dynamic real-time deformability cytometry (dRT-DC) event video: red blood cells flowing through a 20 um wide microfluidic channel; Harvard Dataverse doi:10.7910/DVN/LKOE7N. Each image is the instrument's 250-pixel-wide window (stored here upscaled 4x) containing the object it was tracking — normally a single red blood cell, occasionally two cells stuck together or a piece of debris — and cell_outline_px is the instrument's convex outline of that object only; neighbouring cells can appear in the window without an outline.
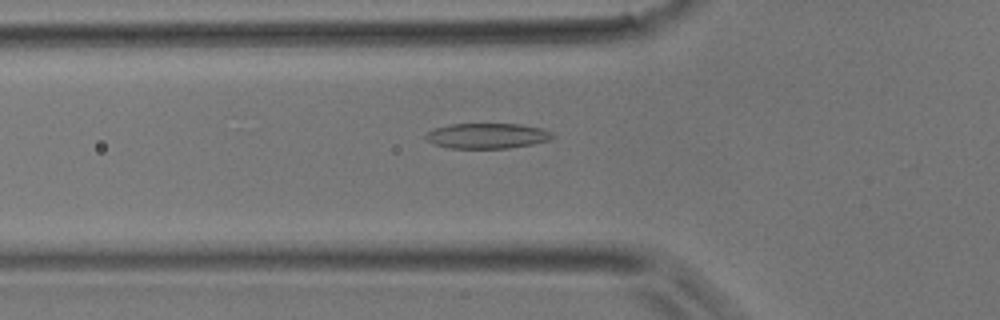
{"species": "common noctule bat (a hibernating species)", "species_latin": "Nyctalus noctula", "temperature_condition": "room temperature", "stored_images_in_passage": 44, "camera_frame_rate_fps": 3000, "um_per_image_px": 0.085, "animal": {"sex": "male", "body_mass_g": 17.9}, "frame": {"image": 1, "passage_image": 15, "time_ms": 4.667, "image_size_px": [1000, 320], "cell_outline_px": [[556, 136], [548, 140], [532, 144], [508, 148], [448, 148], [432, 144], [424, 140], [424, 136], [428, 132], [436, 128], [452, 124], [520, 124], [540, 128], [552, 132]], "centroid_in_image_um": [41.38, 11.55], "position_along_channel_um": 84.4, "area_um2": 18.73}}
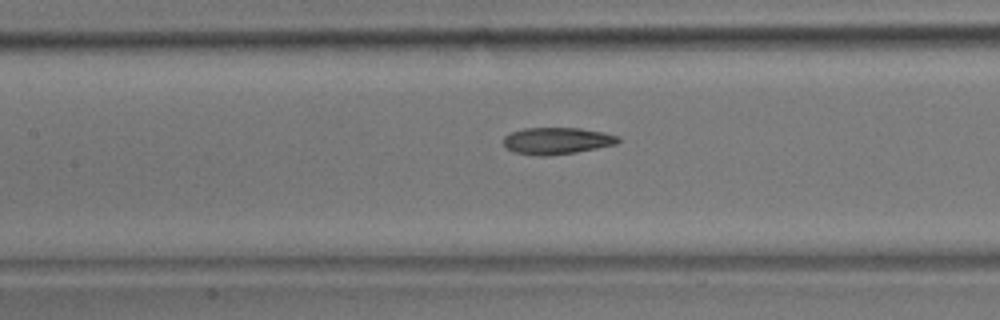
{"frame": {"image": 2, "passage_image": 20, "time_ms": 6.333, "image_size_px": [1000, 320], "cell_outline_px": [[620, 140], [616, 144], [576, 152], [548, 156], [536, 156], [512, 152], [504, 148], [504, 136], [512, 132], [524, 128], [580, 128], [604, 132], [620, 136]], "centroid_in_image_um": [47.31, 11.97], "position_along_channel_um": 160.1, "area_um2": 18.09}}
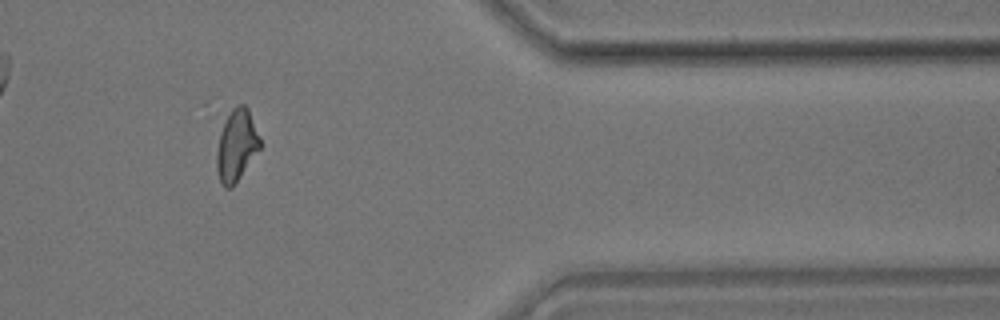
{"frame": {"image": 3, "passage_image": 37, "time_ms": 12.0, "image_size_px": [1000, 320], "cell_outline_px": [[260, 148], [236, 184], [232, 188], [224, 188], [220, 180], [216, 168], [216, 152], [220, 132], [224, 120], [232, 108], [236, 104], [244, 104], [248, 108], [260, 136]], "centroid_in_image_um": [20.09, 12.36], "position_along_channel_um": 391.3, "area_um2": 18.32}}